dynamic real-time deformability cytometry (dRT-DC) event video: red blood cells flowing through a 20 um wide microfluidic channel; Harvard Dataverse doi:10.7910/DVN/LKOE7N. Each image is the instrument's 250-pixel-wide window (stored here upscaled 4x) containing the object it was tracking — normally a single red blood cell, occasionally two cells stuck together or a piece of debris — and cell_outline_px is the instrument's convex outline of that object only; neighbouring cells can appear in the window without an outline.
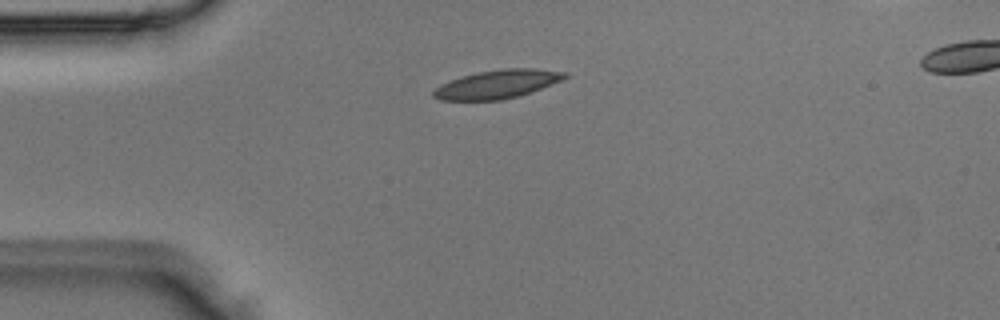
{"species": "Egyptian fruit bat (a non-hibernating species)", "species_latin": "Rousettus aegyptiacus", "temperature_condition": "room temperature", "stored_images_in_passage": 4, "camera_frame_rate_fps": 3000, "um_per_image_px": 0.085, "animal": {"sex": "male"}, "frame": {"image": 1, "passage_image": 1, "time_ms": 0.0, "image_size_px": [1000, 320], "cell_outline_px": [[568, 76], [560, 80], [540, 88], [516, 96], [500, 100], [440, 100], [432, 96], [432, 92], [440, 84], [476, 72], [504, 68], [532, 68], [568, 72]], "centroid_in_image_um": [42.24, 7.15], "position_along_channel_um": 42.8, "area_um2": 21.44}}
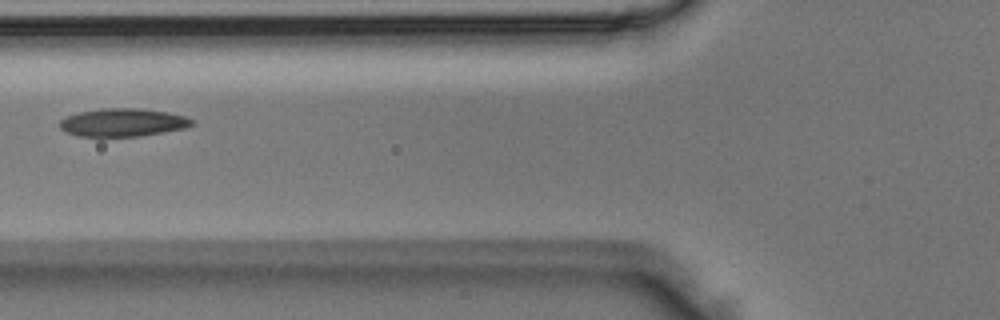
{"frame": {"image": 2, "passage_image": 3, "time_ms": 0.667, "image_size_px": [1000, 320], "cell_outline_px": [[196, 124], [184, 128], [140, 136], [76, 136], [64, 132], [60, 128], [60, 120], [64, 116], [80, 112], [104, 108], [140, 108], [168, 112], [184, 116], [192, 120]], "centroid_in_image_um": [10.41, 10.41], "position_along_channel_um": 115.4, "area_um2": 21.62}}